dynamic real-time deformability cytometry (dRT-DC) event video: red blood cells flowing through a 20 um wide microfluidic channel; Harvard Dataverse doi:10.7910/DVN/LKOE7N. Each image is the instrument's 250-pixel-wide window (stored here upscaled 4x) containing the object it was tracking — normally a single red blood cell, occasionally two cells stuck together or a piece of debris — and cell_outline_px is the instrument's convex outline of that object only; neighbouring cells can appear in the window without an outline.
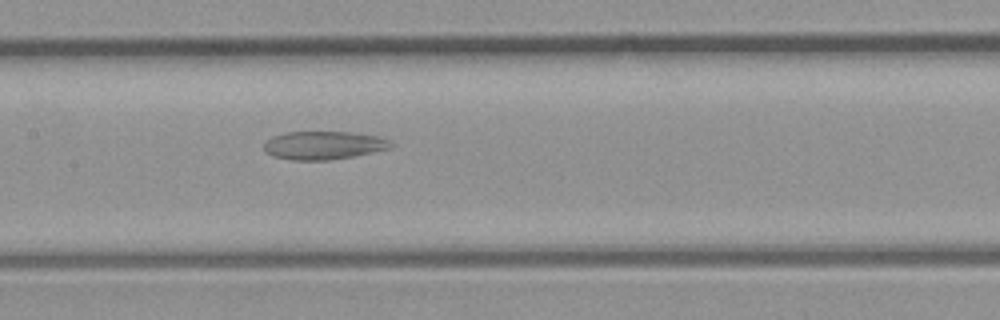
{"species": "common noctule bat (a hibernating species)", "species_latin": "Nyctalus noctula", "temperature_condition": "room temperature", "stored_images_in_passage": 41, "camera_frame_rate_fps": 3000, "um_per_image_px": 0.085, "animal": {"sex": "male", "body_mass_g": 23.1, "forearm_length_mm": 52.7}, "frame": {"image": 1, "passage_image": 20, "time_ms": 6.333, "image_size_px": [1000, 320], "cell_outline_px": [[396, 144], [392, 148], [352, 156], [328, 160], [292, 160], [272, 156], [264, 152], [264, 140], [272, 136], [288, 132], [352, 132], [380, 136]], "centroid_in_image_um": [27.5, 12.34], "position_along_channel_um": 179.9, "area_um2": 21.1}}
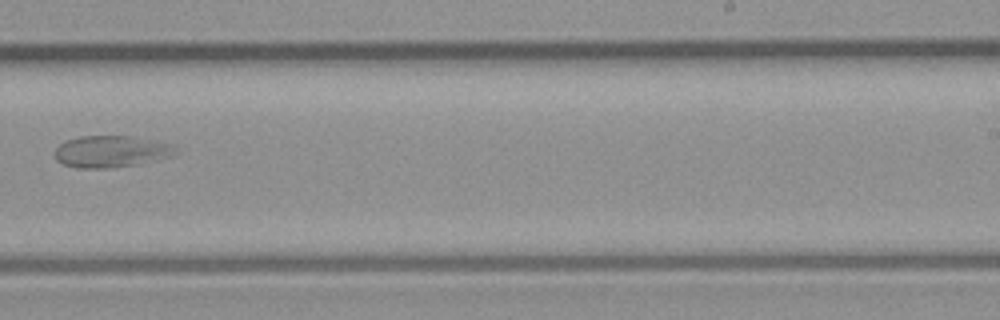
{"frame": {"image": 2, "passage_image": 26, "time_ms": 8.333, "image_size_px": [1000, 320], "cell_outline_px": [[176, 156], [136, 164], [104, 168], [76, 168], [64, 164], [56, 160], [56, 148], [64, 140], [80, 136], [128, 136], [172, 144], [176, 148]], "centroid_in_image_um": [9.44, 12.87], "position_along_channel_um": 279.6, "area_um2": 22.2}}
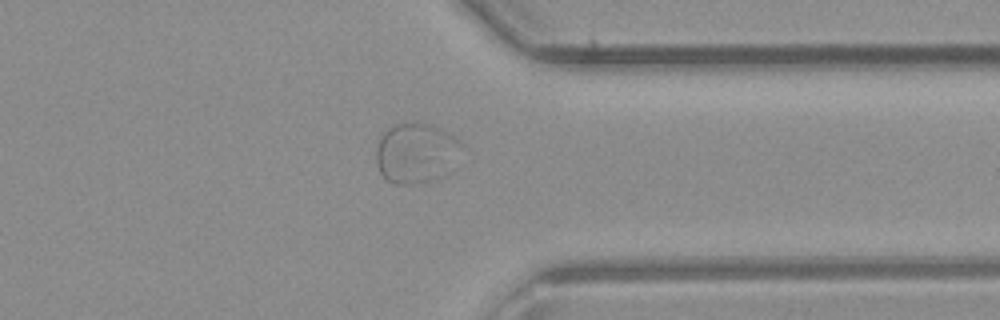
{"frame": {"image": 3, "passage_image": 32, "time_ms": 10.333, "image_size_px": [1000, 320], "cell_outline_px": [[464, 144], [452, 172], [436, 180], [424, 184], [396, 184], [388, 180], [380, 172], [376, 164], [376, 148], [380, 136], [384, 128], [392, 124], [428, 124], [440, 128], [448, 132], [460, 140]], "centroid_in_image_um": [35.4, 13.04], "position_along_channel_um": 376.0, "area_um2": 30.81}}